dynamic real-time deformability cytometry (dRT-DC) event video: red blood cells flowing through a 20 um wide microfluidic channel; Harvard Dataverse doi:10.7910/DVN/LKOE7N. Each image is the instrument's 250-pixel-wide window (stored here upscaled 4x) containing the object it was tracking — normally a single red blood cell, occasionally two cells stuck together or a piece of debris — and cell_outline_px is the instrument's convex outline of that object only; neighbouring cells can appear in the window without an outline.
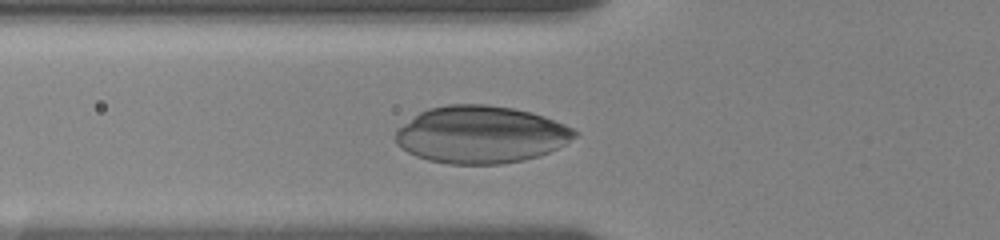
{"species": "human", "species_latin": "Homo sapiens", "temperature_condition": "room temperature", "stored_images_in_passage": 5, "camera_frame_rate_fps": 3000, "um_per_image_px": 0.085, "donor": {"sex": "female"}, "frame": {"image": 1, "passage_image": 4, "time_ms": 2.0, "image_size_px": [1000, 240], "cell_outline_px": [[580, 132], [576, 136], [564, 144], [548, 152], [524, 160], [500, 164], [448, 164], [428, 160], [416, 156], [400, 148], [396, 144], [392, 136], [396, 128], [420, 112], [428, 108], [448, 104], [488, 104], [512, 108], [532, 112], [544, 116], [564, 124]], "centroid_in_image_um": [40.81, 11.43], "position_along_channel_um": 85.0, "area_um2": 60.17}}